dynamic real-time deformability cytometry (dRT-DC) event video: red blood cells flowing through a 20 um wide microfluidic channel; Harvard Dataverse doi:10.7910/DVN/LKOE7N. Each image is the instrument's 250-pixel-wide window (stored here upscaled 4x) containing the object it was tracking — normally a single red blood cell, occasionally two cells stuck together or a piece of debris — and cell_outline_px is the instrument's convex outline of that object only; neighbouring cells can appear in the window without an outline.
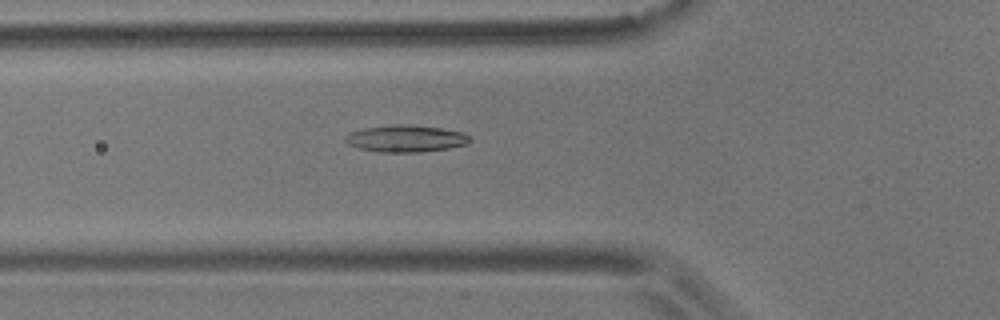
{"species": "common noctule bat (a hibernating species)", "species_latin": "Nyctalus noctula", "temperature_condition": "room temperature", "stored_images_in_passage": 41, "camera_frame_rate_fps": 3000, "um_per_image_px": 0.085, "animal": {"sex": "male", "body_mass_g": 17.9}, "frame": {"image": 1, "passage_image": 4, "time_ms": 1.0, "image_size_px": [1000, 320], "cell_outline_px": [[472, 140], [468, 144], [448, 148], [420, 152], [380, 152], [360, 148], [348, 144], [344, 140], [344, 136], [348, 132], [364, 128], [396, 124], [412, 124], [440, 128], [464, 132], [472, 136]], "centroid_in_image_um": [34.52, 11.77], "position_along_channel_um": 91.3, "area_um2": 19.77}}
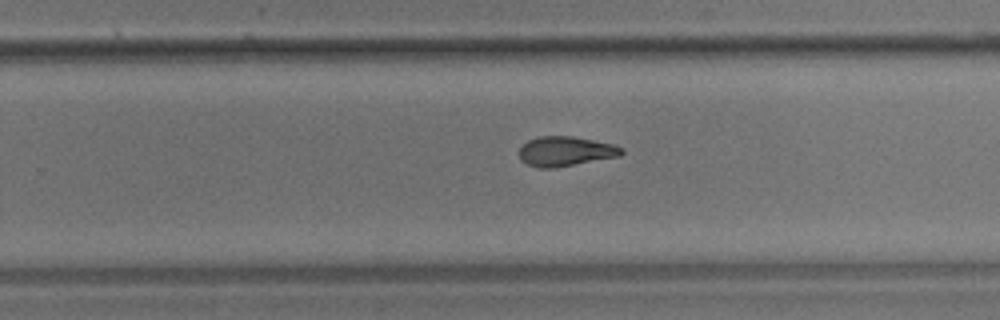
{"frame": {"image": 2, "passage_image": 20, "time_ms": 6.333, "image_size_px": [1000, 320], "cell_outline_px": [[624, 152], [620, 156], [552, 168], [540, 168], [528, 164], [520, 160], [520, 148], [528, 140], [540, 136], [572, 136], [612, 144], [620, 148]], "centroid_in_image_um": [48.04, 12.86], "position_along_channel_um": 281.8, "area_um2": 17.4}}
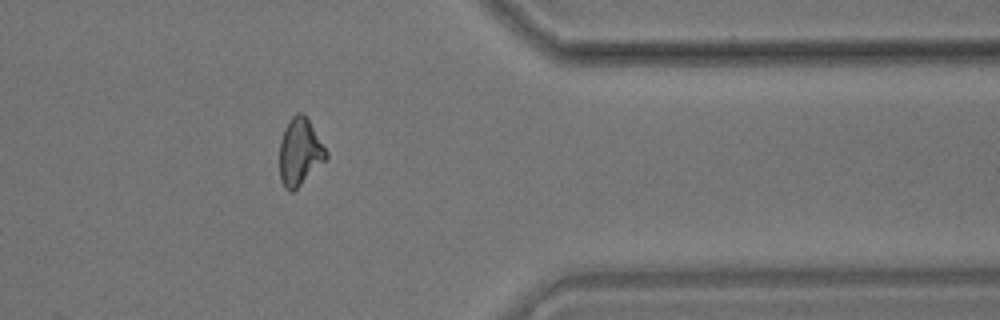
{"frame": {"image": 3, "passage_image": 30, "time_ms": 9.667, "image_size_px": [1000, 320], "cell_outline_px": [[328, 156], [292, 192], [284, 188], [280, 180], [280, 140], [284, 128], [288, 120], [296, 112], [304, 112], [308, 116], [328, 152]], "centroid_in_image_um": [25.47, 12.83], "position_along_channel_um": 385.9, "area_um2": 18.26}, "authors_computed_cell_mechanics": {"area_um2": 17.9758, "velocity_mm_per_s": 3.5616, "shape_relaxation_time_tau1_ms": null, "shape_relaxation_time_tau2_ms": 4.3609, "deformation_change_tau1": null, "deformation_change_tau2": 0.1185}}